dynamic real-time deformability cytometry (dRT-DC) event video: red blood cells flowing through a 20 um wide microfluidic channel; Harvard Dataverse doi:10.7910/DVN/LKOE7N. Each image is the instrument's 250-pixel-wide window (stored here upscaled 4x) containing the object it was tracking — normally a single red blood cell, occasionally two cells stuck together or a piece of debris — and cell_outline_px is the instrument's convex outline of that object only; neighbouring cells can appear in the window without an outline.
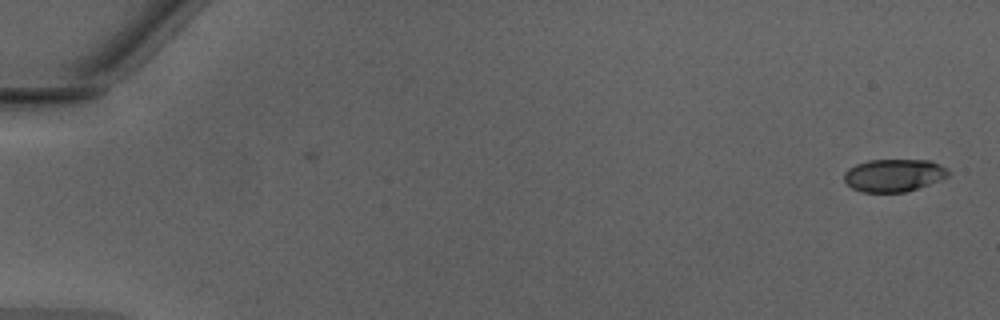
{"species": "Egyptian fruit bat (a non-hibernating species)", "species_latin": "Rousettus aegyptiacus", "temperature_condition": "warm", "stored_images_in_passage": 2, "camera_frame_rate_fps": 3000, "um_per_image_px": 0.085, "animal": {"sex": "male"}, "frame": {"image": 1, "passage_image": 1, "time_ms": 0.0, "image_size_px": [1000, 320], "cell_outline_px": [[948, 176], [940, 180], [904, 192], [860, 192], [852, 188], [844, 180], [844, 172], [848, 168], [856, 164], [868, 160], [932, 160], [948, 168]], "centroid_in_image_um": [75.96, 14.89], "position_along_channel_um": 9.0, "area_um2": 19.83}}